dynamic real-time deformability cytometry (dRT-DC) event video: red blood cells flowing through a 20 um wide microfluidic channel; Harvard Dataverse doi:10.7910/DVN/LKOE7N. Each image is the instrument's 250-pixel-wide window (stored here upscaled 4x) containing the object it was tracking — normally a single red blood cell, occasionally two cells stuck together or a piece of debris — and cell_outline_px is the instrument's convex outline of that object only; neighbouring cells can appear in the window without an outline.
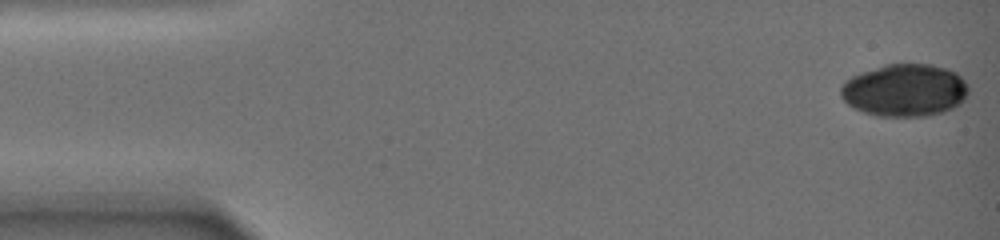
{"species": "common noctule bat (a hibernating species)", "species_latin": "Nyctalus noctula", "temperature_condition": "warm", "stored_images_in_passage": 46, "camera_frame_rate_fps": 3000, "um_per_image_px": 0.085, "animal": {"sex": "female", "body_mass_g": 19.0, "forearm_length_mm": 51.5}, "frame": {"image": 1, "passage_image": 1, "time_ms": 0.0, "image_size_px": [1000, 240], "cell_outline_px": [[968, 92], [964, 100], [960, 104], [944, 112], [928, 116], [876, 116], [852, 108], [840, 96], [840, 88], [844, 80], [860, 72], [884, 64], [932, 64], [948, 68], [956, 72], [968, 84]], "centroid_in_image_um": [76.9, 7.67], "position_along_channel_um": 8.1, "area_um2": 39.59}}